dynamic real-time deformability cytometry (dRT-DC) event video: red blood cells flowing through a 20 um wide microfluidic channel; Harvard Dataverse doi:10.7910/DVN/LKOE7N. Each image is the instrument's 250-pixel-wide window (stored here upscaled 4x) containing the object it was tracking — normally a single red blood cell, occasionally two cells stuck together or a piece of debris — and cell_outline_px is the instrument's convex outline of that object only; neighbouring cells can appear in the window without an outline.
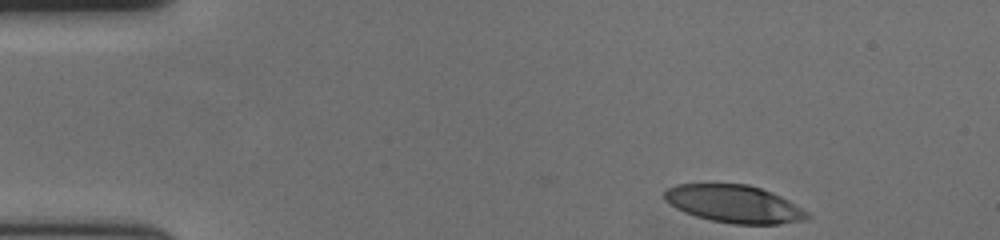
{"species": "human", "species_latin": "Homo sapiens", "temperature_condition": "cold", "stored_images_in_passage": 45, "camera_frame_rate_fps": 3000, "um_per_image_px": 0.085, "donor": {"sex": "female"}, "frame": {"image": 1, "passage_image": 1, "time_ms": 0.0, "image_size_px": [1000, 240], "cell_outline_px": [[812, 216], [808, 220], [780, 224], [732, 224], [712, 220], [696, 216], [684, 212], [676, 208], [664, 200], [664, 192], [668, 188], [676, 184], [748, 184], [772, 192], [788, 200], [808, 212]], "centroid_in_image_um": [62.42, 17.34], "position_along_channel_um": 22.6, "area_um2": 31.39}}
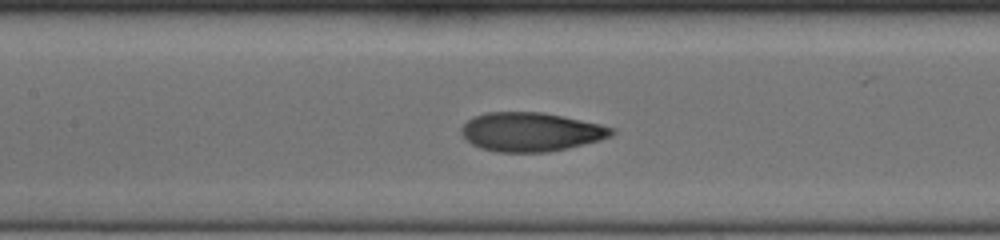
{"frame": {"image": 2, "passage_image": 20, "time_ms": 6.333, "image_size_px": [1000, 240], "cell_outline_px": [[616, 132], [612, 136], [600, 140], [568, 148], [548, 152], [496, 152], [480, 148], [472, 144], [460, 132], [460, 128], [468, 120], [484, 112], [544, 112], [564, 116], [600, 124], [616, 128]], "centroid_in_image_um": [45.15, 11.21], "position_along_channel_um": 162.2, "area_um2": 34.28}}
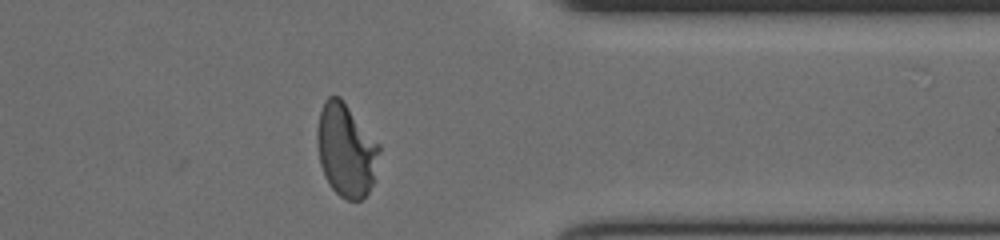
{"frame": {"image": 3, "passage_image": 39, "time_ms": 12.667, "image_size_px": [1000, 240], "cell_outline_px": [[380, 152], [376, 180], [368, 192], [360, 200], [348, 200], [340, 196], [332, 188], [324, 176], [320, 164], [316, 144], [316, 132], [320, 112], [324, 100], [328, 96], [340, 96], [380, 144]], "centroid_in_image_um": [29.43, 12.76], "position_along_channel_um": 382.0, "area_um2": 34.22}, "authors_computed_cell_mechanics": {"area_um2": 33.5818, "velocity_mm_per_s": 3.6329, "shape_relaxation_time_tau1_ms": 4.8183, "shape_relaxation_time_tau2_ms": 0.9351, "deformation_change_tau1": 0.2403, "deformation_change_tau2": 0.0577}}